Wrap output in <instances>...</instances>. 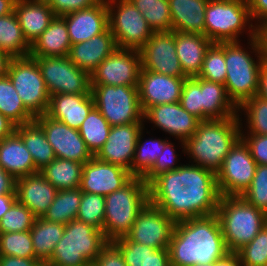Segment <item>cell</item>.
Masks as SVG:
<instances>
[{"instance_id":"obj_1","label":"cell","mask_w":267,"mask_h":266,"mask_svg":"<svg viewBox=\"0 0 267 266\" xmlns=\"http://www.w3.org/2000/svg\"><path fill=\"white\" fill-rule=\"evenodd\" d=\"M148 194L175 222L216 214L220 200L216 174L192 163L155 177Z\"/></svg>"},{"instance_id":"obj_2","label":"cell","mask_w":267,"mask_h":266,"mask_svg":"<svg viewBox=\"0 0 267 266\" xmlns=\"http://www.w3.org/2000/svg\"><path fill=\"white\" fill-rule=\"evenodd\" d=\"M168 250L170 266H208L229 252L216 214L176 222Z\"/></svg>"},{"instance_id":"obj_3","label":"cell","mask_w":267,"mask_h":266,"mask_svg":"<svg viewBox=\"0 0 267 266\" xmlns=\"http://www.w3.org/2000/svg\"><path fill=\"white\" fill-rule=\"evenodd\" d=\"M239 116L200 121L194 135L185 142V153L196 163L214 174L223 165L224 158L241 138Z\"/></svg>"},{"instance_id":"obj_4","label":"cell","mask_w":267,"mask_h":266,"mask_svg":"<svg viewBox=\"0 0 267 266\" xmlns=\"http://www.w3.org/2000/svg\"><path fill=\"white\" fill-rule=\"evenodd\" d=\"M216 215L229 252L251 242L267 223V214L241 196H220Z\"/></svg>"},{"instance_id":"obj_5","label":"cell","mask_w":267,"mask_h":266,"mask_svg":"<svg viewBox=\"0 0 267 266\" xmlns=\"http://www.w3.org/2000/svg\"><path fill=\"white\" fill-rule=\"evenodd\" d=\"M257 59L239 42H225L226 80L225 87L231 101L239 107L244 101L257 95L259 71L264 57L256 37L249 40Z\"/></svg>"},{"instance_id":"obj_6","label":"cell","mask_w":267,"mask_h":266,"mask_svg":"<svg viewBox=\"0 0 267 266\" xmlns=\"http://www.w3.org/2000/svg\"><path fill=\"white\" fill-rule=\"evenodd\" d=\"M148 202V185L140 177H133L121 189L106 195L103 223L106 240L112 242L126 236Z\"/></svg>"},{"instance_id":"obj_7","label":"cell","mask_w":267,"mask_h":266,"mask_svg":"<svg viewBox=\"0 0 267 266\" xmlns=\"http://www.w3.org/2000/svg\"><path fill=\"white\" fill-rule=\"evenodd\" d=\"M108 243L103 231L78 220L65 224L48 266H90Z\"/></svg>"},{"instance_id":"obj_8","label":"cell","mask_w":267,"mask_h":266,"mask_svg":"<svg viewBox=\"0 0 267 266\" xmlns=\"http://www.w3.org/2000/svg\"><path fill=\"white\" fill-rule=\"evenodd\" d=\"M247 0H209L205 11V36L212 42H239V35L249 28L255 37ZM248 23V24H247Z\"/></svg>"},{"instance_id":"obj_9","label":"cell","mask_w":267,"mask_h":266,"mask_svg":"<svg viewBox=\"0 0 267 266\" xmlns=\"http://www.w3.org/2000/svg\"><path fill=\"white\" fill-rule=\"evenodd\" d=\"M91 94L111 126L143 123L138 86L91 85Z\"/></svg>"},{"instance_id":"obj_10","label":"cell","mask_w":267,"mask_h":266,"mask_svg":"<svg viewBox=\"0 0 267 266\" xmlns=\"http://www.w3.org/2000/svg\"><path fill=\"white\" fill-rule=\"evenodd\" d=\"M106 3L108 29L117 47L139 51L154 33L146 19L129 0H106Z\"/></svg>"},{"instance_id":"obj_11","label":"cell","mask_w":267,"mask_h":266,"mask_svg":"<svg viewBox=\"0 0 267 266\" xmlns=\"http://www.w3.org/2000/svg\"><path fill=\"white\" fill-rule=\"evenodd\" d=\"M7 76L24 106L36 117L46 114L50 94L36 60L33 57L12 58Z\"/></svg>"},{"instance_id":"obj_12","label":"cell","mask_w":267,"mask_h":266,"mask_svg":"<svg viewBox=\"0 0 267 266\" xmlns=\"http://www.w3.org/2000/svg\"><path fill=\"white\" fill-rule=\"evenodd\" d=\"M41 71L47 90L53 94H91V77L73 64L69 57H33Z\"/></svg>"},{"instance_id":"obj_13","label":"cell","mask_w":267,"mask_h":266,"mask_svg":"<svg viewBox=\"0 0 267 266\" xmlns=\"http://www.w3.org/2000/svg\"><path fill=\"white\" fill-rule=\"evenodd\" d=\"M257 164L248 146L240 138L224 158L221 170L216 174L220 196H241L250 186Z\"/></svg>"},{"instance_id":"obj_14","label":"cell","mask_w":267,"mask_h":266,"mask_svg":"<svg viewBox=\"0 0 267 266\" xmlns=\"http://www.w3.org/2000/svg\"><path fill=\"white\" fill-rule=\"evenodd\" d=\"M140 51L117 48L91 73V85L138 86Z\"/></svg>"},{"instance_id":"obj_15","label":"cell","mask_w":267,"mask_h":266,"mask_svg":"<svg viewBox=\"0 0 267 266\" xmlns=\"http://www.w3.org/2000/svg\"><path fill=\"white\" fill-rule=\"evenodd\" d=\"M34 121L43 129L56 158L84 164L94 157L77 129H73L47 114L36 116Z\"/></svg>"},{"instance_id":"obj_16","label":"cell","mask_w":267,"mask_h":266,"mask_svg":"<svg viewBox=\"0 0 267 266\" xmlns=\"http://www.w3.org/2000/svg\"><path fill=\"white\" fill-rule=\"evenodd\" d=\"M175 223L163 210L148 202L138 213L126 237L155 249L168 248Z\"/></svg>"},{"instance_id":"obj_17","label":"cell","mask_w":267,"mask_h":266,"mask_svg":"<svg viewBox=\"0 0 267 266\" xmlns=\"http://www.w3.org/2000/svg\"><path fill=\"white\" fill-rule=\"evenodd\" d=\"M142 69L173 77H187L176 54L175 32H154L139 50Z\"/></svg>"},{"instance_id":"obj_18","label":"cell","mask_w":267,"mask_h":266,"mask_svg":"<svg viewBox=\"0 0 267 266\" xmlns=\"http://www.w3.org/2000/svg\"><path fill=\"white\" fill-rule=\"evenodd\" d=\"M133 176L121 166L97 159L84 163L80 190L106 196L126 185Z\"/></svg>"},{"instance_id":"obj_19","label":"cell","mask_w":267,"mask_h":266,"mask_svg":"<svg viewBox=\"0 0 267 266\" xmlns=\"http://www.w3.org/2000/svg\"><path fill=\"white\" fill-rule=\"evenodd\" d=\"M143 119L179 139L185 154V142L194 135L200 120L189 114L180 102L152 106L143 112Z\"/></svg>"},{"instance_id":"obj_20","label":"cell","mask_w":267,"mask_h":266,"mask_svg":"<svg viewBox=\"0 0 267 266\" xmlns=\"http://www.w3.org/2000/svg\"><path fill=\"white\" fill-rule=\"evenodd\" d=\"M186 78L188 77H173L141 69L138 92L142 111L152 106L180 102Z\"/></svg>"},{"instance_id":"obj_21","label":"cell","mask_w":267,"mask_h":266,"mask_svg":"<svg viewBox=\"0 0 267 266\" xmlns=\"http://www.w3.org/2000/svg\"><path fill=\"white\" fill-rule=\"evenodd\" d=\"M144 123L112 126L106 143L94 155L97 159L123 167L130 172L138 135Z\"/></svg>"},{"instance_id":"obj_22","label":"cell","mask_w":267,"mask_h":266,"mask_svg":"<svg viewBox=\"0 0 267 266\" xmlns=\"http://www.w3.org/2000/svg\"><path fill=\"white\" fill-rule=\"evenodd\" d=\"M67 25L71 44L88 41L108 29L106 0L97 5L61 16Z\"/></svg>"},{"instance_id":"obj_23","label":"cell","mask_w":267,"mask_h":266,"mask_svg":"<svg viewBox=\"0 0 267 266\" xmlns=\"http://www.w3.org/2000/svg\"><path fill=\"white\" fill-rule=\"evenodd\" d=\"M57 191L40 172L18 178L15 184L16 201L26 206L36 218L47 212Z\"/></svg>"},{"instance_id":"obj_24","label":"cell","mask_w":267,"mask_h":266,"mask_svg":"<svg viewBox=\"0 0 267 266\" xmlns=\"http://www.w3.org/2000/svg\"><path fill=\"white\" fill-rule=\"evenodd\" d=\"M94 107L92 94H53L46 114L78 130Z\"/></svg>"},{"instance_id":"obj_25","label":"cell","mask_w":267,"mask_h":266,"mask_svg":"<svg viewBox=\"0 0 267 266\" xmlns=\"http://www.w3.org/2000/svg\"><path fill=\"white\" fill-rule=\"evenodd\" d=\"M117 48L112 32L107 29L88 41L71 45L68 57L73 64L91 75L97 66Z\"/></svg>"},{"instance_id":"obj_26","label":"cell","mask_w":267,"mask_h":266,"mask_svg":"<svg viewBox=\"0 0 267 266\" xmlns=\"http://www.w3.org/2000/svg\"><path fill=\"white\" fill-rule=\"evenodd\" d=\"M14 13L24 37L30 45L56 16L45 0H17Z\"/></svg>"},{"instance_id":"obj_27","label":"cell","mask_w":267,"mask_h":266,"mask_svg":"<svg viewBox=\"0 0 267 266\" xmlns=\"http://www.w3.org/2000/svg\"><path fill=\"white\" fill-rule=\"evenodd\" d=\"M0 167L15 180L39 172L30 152L15 131L0 140Z\"/></svg>"},{"instance_id":"obj_28","label":"cell","mask_w":267,"mask_h":266,"mask_svg":"<svg viewBox=\"0 0 267 266\" xmlns=\"http://www.w3.org/2000/svg\"><path fill=\"white\" fill-rule=\"evenodd\" d=\"M212 43L205 35L175 32L176 54L188 78L199 75L205 54Z\"/></svg>"},{"instance_id":"obj_29","label":"cell","mask_w":267,"mask_h":266,"mask_svg":"<svg viewBox=\"0 0 267 266\" xmlns=\"http://www.w3.org/2000/svg\"><path fill=\"white\" fill-rule=\"evenodd\" d=\"M209 0H168L172 31L205 35V11Z\"/></svg>"},{"instance_id":"obj_30","label":"cell","mask_w":267,"mask_h":266,"mask_svg":"<svg viewBox=\"0 0 267 266\" xmlns=\"http://www.w3.org/2000/svg\"><path fill=\"white\" fill-rule=\"evenodd\" d=\"M71 41L65 20L55 16L50 25L33 42L30 57H66L69 55Z\"/></svg>"},{"instance_id":"obj_31","label":"cell","mask_w":267,"mask_h":266,"mask_svg":"<svg viewBox=\"0 0 267 266\" xmlns=\"http://www.w3.org/2000/svg\"><path fill=\"white\" fill-rule=\"evenodd\" d=\"M203 121L240 116L238 107L229 98L224 84L201 78Z\"/></svg>"},{"instance_id":"obj_32","label":"cell","mask_w":267,"mask_h":266,"mask_svg":"<svg viewBox=\"0 0 267 266\" xmlns=\"http://www.w3.org/2000/svg\"><path fill=\"white\" fill-rule=\"evenodd\" d=\"M15 132L21 137L23 144L30 152L35 168L38 171L42 170L56 158L43 129L35 121L17 125Z\"/></svg>"},{"instance_id":"obj_33","label":"cell","mask_w":267,"mask_h":266,"mask_svg":"<svg viewBox=\"0 0 267 266\" xmlns=\"http://www.w3.org/2000/svg\"><path fill=\"white\" fill-rule=\"evenodd\" d=\"M65 230V224L49 222L42 217L35 218L30 230L35 257L43 264L51 258L56 244Z\"/></svg>"},{"instance_id":"obj_34","label":"cell","mask_w":267,"mask_h":266,"mask_svg":"<svg viewBox=\"0 0 267 266\" xmlns=\"http://www.w3.org/2000/svg\"><path fill=\"white\" fill-rule=\"evenodd\" d=\"M84 164L55 158L39 172L58 191L80 187Z\"/></svg>"},{"instance_id":"obj_35","label":"cell","mask_w":267,"mask_h":266,"mask_svg":"<svg viewBox=\"0 0 267 266\" xmlns=\"http://www.w3.org/2000/svg\"><path fill=\"white\" fill-rule=\"evenodd\" d=\"M30 48L15 13L0 17V51L16 58L29 56Z\"/></svg>"},{"instance_id":"obj_36","label":"cell","mask_w":267,"mask_h":266,"mask_svg":"<svg viewBox=\"0 0 267 266\" xmlns=\"http://www.w3.org/2000/svg\"><path fill=\"white\" fill-rule=\"evenodd\" d=\"M0 113L16 126L35 120V116L24 106L7 75L0 78Z\"/></svg>"},{"instance_id":"obj_37","label":"cell","mask_w":267,"mask_h":266,"mask_svg":"<svg viewBox=\"0 0 267 266\" xmlns=\"http://www.w3.org/2000/svg\"><path fill=\"white\" fill-rule=\"evenodd\" d=\"M81 198L80 188L57 191L54 201L42 218L49 222L68 224L76 219Z\"/></svg>"},{"instance_id":"obj_38","label":"cell","mask_w":267,"mask_h":266,"mask_svg":"<svg viewBox=\"0 0 267 266\" xmlns=\"http://www.w3.org/2000/svg\"><path fill=\"white\" fill-rule=\"evenodd\" d=\"M143 129L140 131L135 148V156L130 168V173L133 177L143 178L152 168L161 150L169 142L164 139H149L145 142L141 141Z\"/></svg>"},{"instance_id":"obj_39","label":"cell","mask_w":267,"mask_h":266,"mask_svg":"<svg viewBox=\"0 0 267 266\" xmlns=\"http://www.w3.org/2000/svg\"><path fill=\"white\" fill-rule=\"evenodd\" d=\"M111 127L96 107L83 121L78 131L93 155L106 143Z\"/></svg>"},{"instance_id":"obj_40","label":"cell","mask_w":267,"mask_h":266,"mask_svg":"<svg viewBox=\"0 0 267 266\" xmlns=\"http://www.w3.org/2000/svg\"><path fill=\"white\" fill-rule=\"evenodd\" d=\"M143 15L153 32L172 31L168 0H129Z\"/></svg>"},{"instance_id":"obj_41","label":"cell","mask_w":267,"mask_h":266,"mask_svg":"<svg viewBox=\"0 0 267 266\" xmlns=\"http://www.w3.org/2000/svg\"><path fill=\"white\" fill-rule=\"evenodd\" d=\"M226 75L225 42H213L205 54L197 77L225 84Z\"/></svg>"},{"instance_id":"obj_42","label":"cell","mask_w":267,"mask_h":266,"mask_svg":"<svg viewBox=\"0 0 267 266\" xmlns=\"http://www.w3.org/2000/svg\"><path fill=\"white\" fill-rule=\"evenodd\" d=\"M0 256L36 258L30 231L0 233Z\"/></svg>"},{"instance_id":"obj_43","label":"cell","mask_w":267,"mask_h":266,"mask_svg":"<svg viewBox=\"0 0 267 266\" xmlns=\"http://www.w3.org/2000/svg\"><path fill=\"white\" fill-rule=\"evenodd\" d=\"M105 218V196L82 192L76 220L92 225L103 231Z\"/></svg>"},{"instance_id":"obj_44","label":"cell","mask_w":267,"mask_h":266,"mask_svg":"<svg viewBox=\"0 0 267 266\" xmlns=\"http://www.w3.org/2000/svg\"><path fill=\"white\" fill-rule=\"evenodd\" d=\"M243 110L247 115V133L256 135H267V101L254 96L244 101L238 111Z\"/></svg>"},{"instance_id":"obj_45","label":"cell","mask_w":267,"mask_h":266,"mask_svg":"<svg viewBox=\"0 0 267 266\" xmlns=\"http://www.w3.org/2000/svg\"><path fill=\"white\" fill-rule=\"evenodd\" d=\"M35 218L26 206L16 201L0 220V233L30 231Z\"/></svg>"},{"instance_id":"obj_46","label":"cell","mask_w":267,"mask_h":266,"mask_svg":"<svg viewBox=\"0 0 267 266\" xmlns=\"http://www.w3.org/2000/svg\"><path fill=\"white\" fill-rule=\"evenodd\" d=\"M243 266H267V227L237 251Z\"/></svg>"},{"instance_id":"obj_47","label":"cell","mask_w":267,"mask_h":266,"mask_svg":"<svg viewBox=\"0 0 267 266\" xmlns=\"http://www.w3.org/2000/svg\"><path fill=\"white\" fill-rule=\"evenodd\" d=\"M241 197L267 214V165H257L253 180Z\"/></svg>"},{"instance_id":"obj_48","label":"cell","mask_w":267,"mask_h":266,"mask_svg":"<svg viewBox=\"0 0 267 266\" xmlns=\"http://www.w3.org/2000/svg\"><path fill=\"white\" fill-rule=\"evenodd\" d=\"M112 243L121 251L126 266H146L150 253L156 250L153 247L130 241L126 236Z\"/></svg>"},{"instance_id":"obj_49","label":"cell","mask_w":267,"mask_h":266,"mask_svg":"<svg viewBox=\"0 0 267 266\" xmlns=\"http://www.w3.org/2000/svg\"><path fill=\"white\" fill-rule=\"evenodd\" d=\"M180 104L189 114L203 121L201 78H186L182 88Z\"/></svg>"},{"instance_id":"obj_50","label":"cell","mask_w":267,"mask_h":266,"mask_svg":"<svg viewBox=\"0 0 267 266\" xmlns=\"http://www.w3.org/2000/svg\"><path fill=\"white\" fill-rule=\"evenodd\" d=\"M175 152L173 143L168 142L165 148L161 150V154L158 156L151 170L142 178L147 185L160 174L177 170L180 167V165L174 166L178 160V155Z\"/></svg>"},{"instance_id":"obj_51","label":"cell","mask_w":267,"mask_h":266,"mask_svg":"<svg viewBox=\"0 0 267 266\" xmlns=\"http://www.w3.org/2000/svg\"><path fill=\"white\" fill-rule=\"evenodd\" d=\"M241 130V139L248 146L252 158L257 165H267V135L248 134Z\"/></svg>"},{"instance_id":"obj_52","label":"cell","mask_w":267,"mask_h":266,"mask_svg":"<svg viewBox=\"0 0 267 266\" xmlns=\"http://www.w3.org/2000/svg\"><path fill=\"white\" fill-rule=\"evenodd\" d=\"M56 16L97 5L102 0H45Z\"/></svg>"},{"instance_id":"obj_53","label":"cell","mask_w":267,"mask_h":266,"mask_svg":"<svg viewBox=\"0 0 267 266\" xmlns=\"http://www.w3.org/2000/svg\"><path fill=\"white\" fill-rule=\"evenodd\" d=\"M93 266H126L121 251L112 243L108 242L101 250Z\"/></svg>"},{"instance_id":"obj_54","label":"cell","mask_w":267,"mask_h":266,"mask_svg":"<svg viewBox=\"0 0 267 266\" xmlns=\"http://www.w3.org/2000/svg\"><path fill=\"white\" fill-rule=\"evenodd\" d=\"M251 20L258 23L267 20V0H247Z\"/></svg>"},{"instance_id":"obj_55","label":"cell","mask_w":267,"mask_h":266,"mask_svg":"<svg viewBox=\"0 0 267 266\" xmlns=\"http://www.w3.org/2000/svg\"><path fill=\"white\" fill-rule=\"evenodd\" d=\"M37 258H20L15 256H0V266H42Z\"/></svg>"},{"instance_id":"obj_56","label":"cell","mask_w":267,"mask_h":266,"mask_svg":"<svg viewBox=\"0 0 267 266\" xmlns=\"http://www.w3.org/2000/svg\"><path fill=\"white\" fill-rule=\"evenodd\" d=\"M146 266H170L168 248L156 249L150 253Z\"/></svg>"},{"instance_id":"obj_57","label":"cell","mask_w":267,"mask_h":266,"mask_svg":"<svg viewBox=\"0 0 267 266\" xmlns=\"http://www.w3.org/2000/svg\"><path fill=\"white\" fill-rule=\"evenodd\" d=\"M16 180L0 167V195L15 194Z\"/></svg>"},{"instance_id":"obj_58","label":"cell","mask_w":267,"mask_h":266,"mask_svg":"<svg viewBox=\"0 0 267 266\" xmlns=\"http://www.w3.org/2000/svg\"><path fill=\"white\" fill-rule=\"evenodd\" d=\"M255 37L258 40L263 57L267 54V20L255 23Z\"/></svg>"},{"instance_id":"obj_59","label":"cell","mask_w":267,"mask_h":266,"mask_svg":"<svg viewBox=\"0 0 267 266\" xmlns=\"http://www.w3.org/2000/svg\"><path fill=\"white\" fill-rule=\"evenodd\" d=\"M208 266H243L237 252H228L223 258L216 260Z\"/></svg>"},{"instance_id":"obj_60","label":"cell","mask_w":267,"mask_h":266,"mask_svg":"<svg viewBox=\"0 0 267 266\" xmlns=\"http://www.w3.org/2000/svg\"><path fill=\"white\" fill-rule=\"evenodd\" d=\"M267 101V64L263 63L259 71L257 95Z\"/></svg>"},{"instance_id":"obj_61","label":"cell","mask_w":267,"mask_h":266,"mask_svg":"<svg viewBox=\"0 0 267 266\" xmlns=\"http://www.w3.org/2000/svg\"><path fill=\"white\" fill-rule=\"evenodd\" d=\"M16 125L0 113V140L11 135L15 131Z\"/></svg>"},{"instance_id":"obj_62","label":"cell","mask_w":267,"mask_h":266,"mask_svg":"<svg viewBox=\"0 0 267 266\" xmlns=\"http://www.w3.org/2000/svg\"><path fill=\"white\" fill-rule=\"evenodd\" d=\"M15 202H16L15 194L0 195V220L3 218L4 214L11 208V206Z\"/></svg>"},{"instance_id":"obj_63","label":"cell","mask_w":267,"mask_h":266,"mask_svg":"<svg viewBox=\"0 0 267 266\" xmlns=\"http://www.w3.org/2000/svg\"><path fill=\"white\" fill-rule=\"evenodd\" d=\"M12 57L6 52L0 51V78L7 75Z\"/></svg>"},{"instance_id":"obj_64","label":"cell","mask_w":267,"mask_h":266,"mask_svg":"<svg viewBox=\"0 0 267 266\" xmlns=\"http://www.w3.org/2000/svg\"><path fill=\"white\" fill-rule=\"evenodd\" d=\"M17 0H0V17L14 12Z\"/></svg>"},{"instance_id":"obj_65","label":"cell","mask_w":267,"mask_h":266,"mask_svg":"<svg viewBox=\"0 0 267 266\" xmlns=\"http://www.w3.org/2000/svg\"><path fill=\"white\" fill-rule=\"evenodd\" d=\"M264 63L267 64V54L264 56Z\"/></svg>"},{"instance_id":"obj_66","label":"cell","mask_w":267,"mask_h":266,"mask_svg":"<svg viewBox=\"0 0 267 266\" xmlns=\"http://www.w3.org/2000/svg\"><path fill=\"white\" fill-rule=\"evenodd\" d=\"M192 266H203V265H201V264H195V265H192Z\"/></svg>"}]
</instances>
